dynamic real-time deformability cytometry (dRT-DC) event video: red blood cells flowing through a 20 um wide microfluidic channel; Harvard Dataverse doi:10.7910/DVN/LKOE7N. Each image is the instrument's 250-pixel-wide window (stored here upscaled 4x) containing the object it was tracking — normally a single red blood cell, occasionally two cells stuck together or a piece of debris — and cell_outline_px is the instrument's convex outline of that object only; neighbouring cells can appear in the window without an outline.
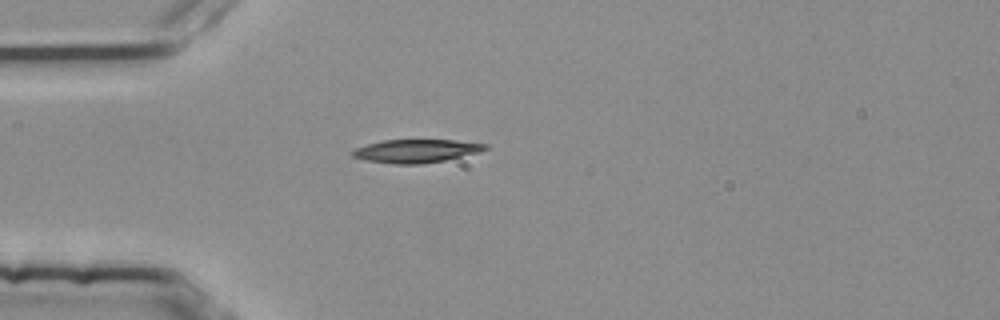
{"species": "common noctule bat (a hibernating species)", "species_latin": "Nyctalus noctula", "temperature_condition": "room temperature", "stored_images_in_passage": 1, "camera_frame_rate_fps": 3000, "um_per_image_px": 0.085, "animal": {"sex": "female", "body_mass_g": 25.1}, "frame": {"image": 1, "passage_image": 1, "time_ms": 0.0, "image_size_px": [1000, 320], "cell_outline_px": [[488, 148], [480, 152], [444, 160], [420, 164], [396, 164], [364, 160], [352, 156], [352, 152], [356, 148], [368, 144], [384, 140], [456, 140], [488, 144]], "centroid_in_image_um": [35.4, 12.83], "position_along_channel_um": 49.6, "area_um2": 17.86}}